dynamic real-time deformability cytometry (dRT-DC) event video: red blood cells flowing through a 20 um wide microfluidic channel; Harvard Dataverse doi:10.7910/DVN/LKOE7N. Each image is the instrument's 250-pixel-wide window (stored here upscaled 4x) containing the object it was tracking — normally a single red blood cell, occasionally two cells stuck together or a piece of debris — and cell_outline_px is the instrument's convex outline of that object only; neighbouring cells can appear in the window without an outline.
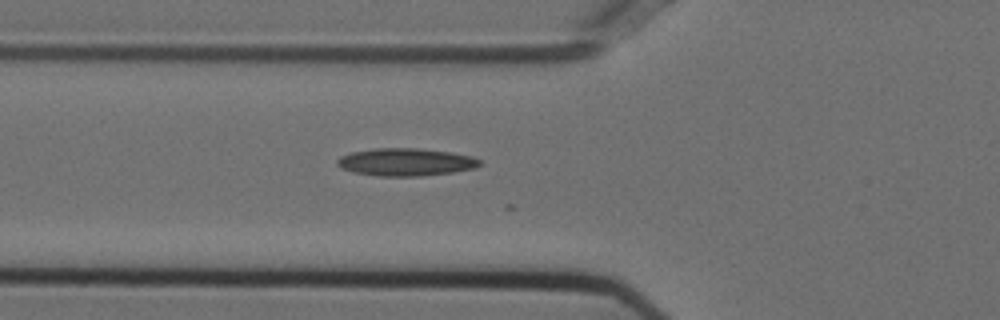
{"species": "Egyptian fruit bat (a non-hibernating species)", "species_latin": "Rousettus aegyptiacus", "temperature_condition": "cold", "stored_images_in_passage": 17, "camera_frame_rate_fps": 3000, "um_per_image_px": 0.085, "animal": {"sex": "female"}, "frame": {"image": 1, "passage_image": 9, "time_ms": 2.667, "image_size_px": [1000, 320], "cell_outline_px": [[480, 164], [476, 168], [452, 172], [420, 176], [380, 176], [352, 172], [340, 168], [336, 164], [336, 160], [340, 156], [352, 152], [376, 148], [416, 148], [448, 152], [472, 156], [480, 160]], "centroid_in_image_um": [34.45, 13.78], "position_along_channel_um": 91.4, "area_um2": 22.89}}
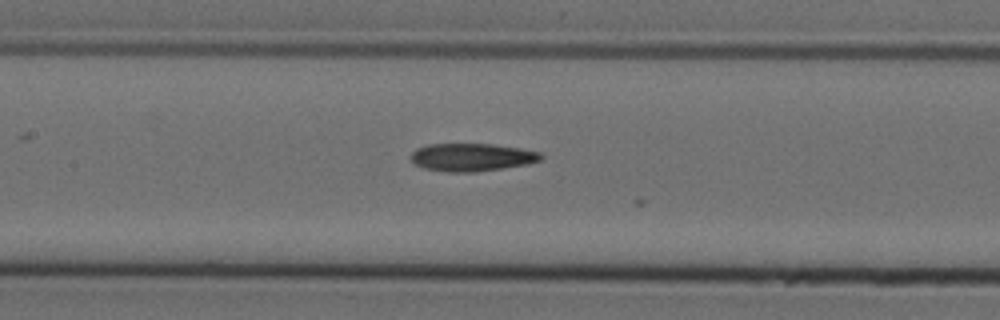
{"frame": {"image": 2, "passage_image": 15, "time_ms": 4.667, "image_size_px": [1000, 320], "cell_outline_px": [[544, 156], [540, 160], [528, 164], [476, 172], [448, 172], [424, 168], [416, 164], [412, 160], [412, 152], [416, 148], [428, 144], [492, 144], [520, 148], [540, 152]], "centroid_in_image_um": [40.12, 13.36], "position_along_channel_um": 167.3, "area_um2": 21.04}}